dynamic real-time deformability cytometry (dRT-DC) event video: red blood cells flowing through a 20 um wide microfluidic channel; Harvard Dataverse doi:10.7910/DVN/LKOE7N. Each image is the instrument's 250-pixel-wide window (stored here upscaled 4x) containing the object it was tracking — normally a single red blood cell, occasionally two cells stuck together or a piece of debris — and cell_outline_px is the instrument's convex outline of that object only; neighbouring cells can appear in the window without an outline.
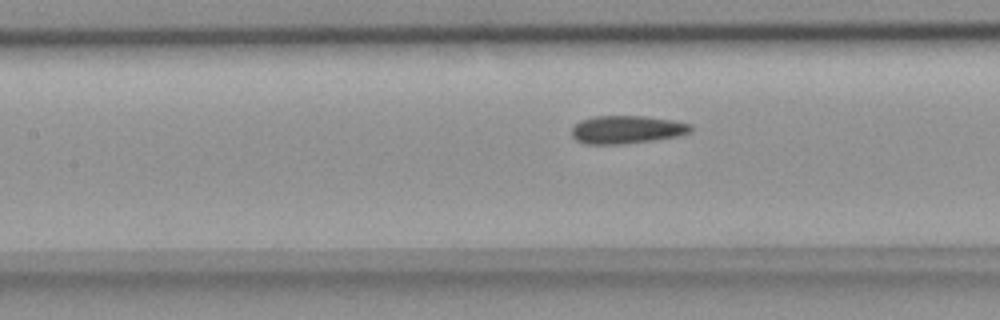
{"species": "common noctule bat (a hibernating species)", "species_latin": "Nyctalus noctula", "temperature_condition": "room temperature", "stored_images_in_passage": 34, "camera_frame_rate_fps": 3000, "um_per_image_px": 0.085, "animal": {"sex": "female", "body_mass_g": 18.4}, "frame": {"image": 1, "passage_image": 16, "time_ms": 5.0, "image_size_px": [1000, 320], "cell_outline_px": [[692, 132], [680, 136], [652, 140], [620, 144], [584, 144], [576, 140], [572, 136], [572, 128], [580, 120], [592, 116], [648, 116], [672, 120], [692, 124]], "centroid_in_image_um": [53.29, 11.01], "position_along_channel_um": 154.1, "area_um2": 19.59}}
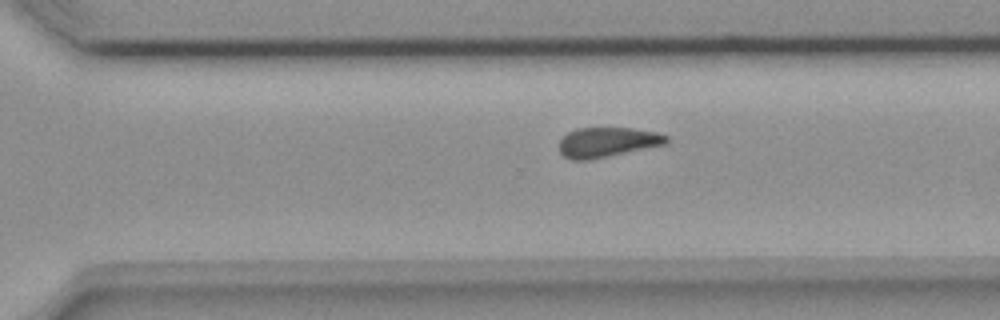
{"frame": {"image": 2, "passage_image": 29, "time_ms": 9.333, "image_size_px": [1000, 320], "cell_outline_px": [[668, 140], [664, 144], [608, 156], [588, 160], [572, 160], [564, 156], [560, 152], [560, 140], [568, 132], [576, 128], [632, 128], [656, 132], [668, 136]], "centroid_in_image_um": [51.59, 12.08], "position_along_channel_um": 319.0, "area_um2": 18.38}}
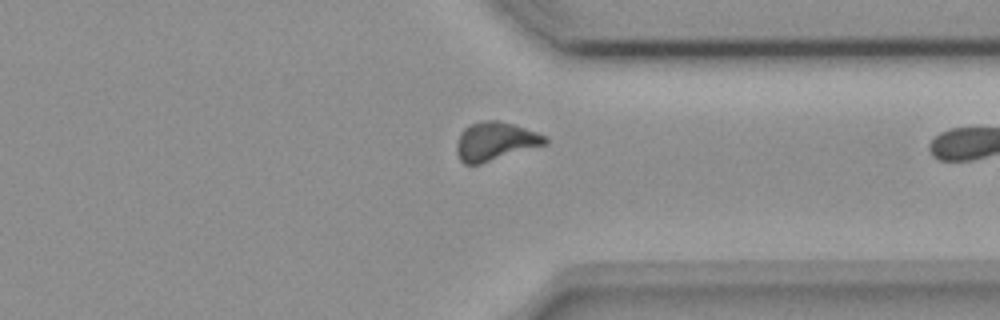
{"frame": {"image": 3, "passage_image": 33, "time_ms": 10.667, "image_size_px": [1000, 320], "cell_outline_px": [[548, 140], [544, 144], [480, 164], [464, 164], [460, 160], [456, 152], [456, 144], [460, 132], [464, 128], [472, 124], [484, 120], [496, 120], [512, 124], [536, 132], [544, 136]], "centroid_in_image_um": [42.02, 12.01], "position_along_channel_um": 369.4, "area_um2": 19.42}}